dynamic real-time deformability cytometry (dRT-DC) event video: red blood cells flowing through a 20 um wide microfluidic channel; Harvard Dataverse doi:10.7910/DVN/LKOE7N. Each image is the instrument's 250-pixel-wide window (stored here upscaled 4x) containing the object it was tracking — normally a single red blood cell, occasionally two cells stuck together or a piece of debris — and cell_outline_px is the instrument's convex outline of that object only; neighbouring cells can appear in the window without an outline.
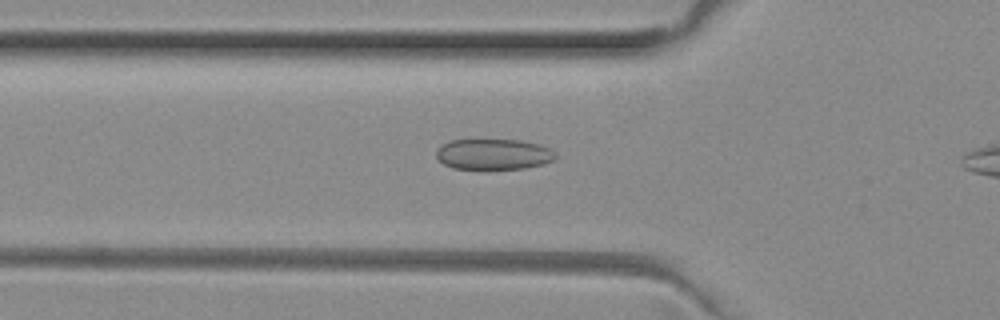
{"species": "common noctule bat (a hibernating species)", "species_latin": "Nyctalus noctula", "temperature_condition": "room temperature", "stored_images_in_passage": 8, "camera_frame_rate_fps": 3000, "um_per_image_px": 0.085, "animal": {"sex": "female", "body_mass_g": 29.2, "forearm_length_mm": 56.3}, "frame": {"image": 1, "passage_image": 6, "time_ms": 1.667, "image_size_px": [1000, 320], "cell_outline_px": [[556, 160], [544, 164], [524, 168], [488, 172], [484, 172], [452, 168], [444, 164], [436, 156], [436, 152], [440, 144], [448, 140], [520, 140], [540, 144], [556, 152]], "centroid_in_image_um": [41.94, 13.16], "position_along_channel_um": 83.9, "area_um2": 22.43}}